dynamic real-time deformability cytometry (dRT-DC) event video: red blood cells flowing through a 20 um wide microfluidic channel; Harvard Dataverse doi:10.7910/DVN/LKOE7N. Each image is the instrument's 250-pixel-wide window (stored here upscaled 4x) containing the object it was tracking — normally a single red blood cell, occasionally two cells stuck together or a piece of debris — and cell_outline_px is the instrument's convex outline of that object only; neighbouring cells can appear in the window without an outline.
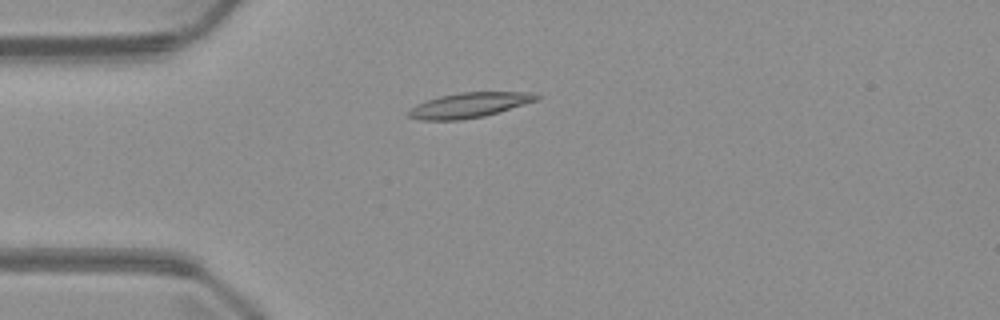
{"species": "common noctule bat (a hibernating species)", "species_latin": "Nyctalus noctula", "temperature_condition": "warm", "stored_images_in_passage": 3, "camera_frame_rate_fps": 3000, "um_per_image_px": 0.085, "animal": {"sex": "male", "body_mass_g": 23.1, "forearm_length_mm": 52.7}, "frame": {"image": 1, "passage_image": 3, "time_ms": 2.333, "image_size_px": [1000, 320], "cell_outline_px": [[540, 100], [484, 116], [460, 120], [420, 120], [408, 116], [408, 112], [416, 104], [440, 96], [460, 92], [532, 92], [540, 96]], "centroid_in_image_um": [39.93, 8.93], "position_along_channel_um": 45.1, "area_um2": 18.61}}